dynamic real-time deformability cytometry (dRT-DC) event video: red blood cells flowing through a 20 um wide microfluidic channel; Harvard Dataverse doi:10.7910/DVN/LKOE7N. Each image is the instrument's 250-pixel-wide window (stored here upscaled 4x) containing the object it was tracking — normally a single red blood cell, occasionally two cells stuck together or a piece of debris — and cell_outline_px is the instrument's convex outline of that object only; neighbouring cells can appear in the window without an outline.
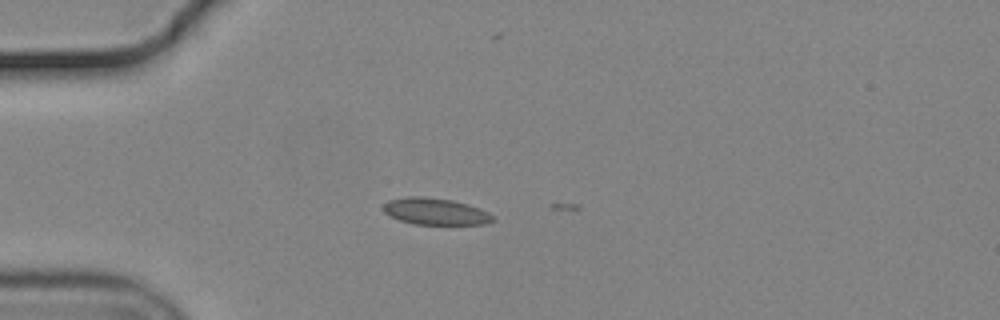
{"species": "common noctule bat (a hibernating species)", "species_latin": "Nyctalus noctula", "temperature_condition": "cold", "stored_images_in_passage": 3, "camera_frame_rate_fps": 3000, "um_per_image_px": 0.085, "animal": {"sex": "male", "body_mass_g": 19.2, "forearm_length_mm": 51.8}, "frame": {"image": 1, "passage_image": 2, "time_ms": 0.333, "image_size_px": [1000, 320], "cell_outline_px": [[496, 220], [488, 224], [412, 224], [400, 220], [384, 212], [384, 204], [388, 200], [408, 196], [424, 196], [452, 200], [468, 204], [480, 208], [488, 212]], "centroid_in_image_um": [37.03, 17.97], "position_along_channel_um": 48.0, "area_um2": 17.05}}